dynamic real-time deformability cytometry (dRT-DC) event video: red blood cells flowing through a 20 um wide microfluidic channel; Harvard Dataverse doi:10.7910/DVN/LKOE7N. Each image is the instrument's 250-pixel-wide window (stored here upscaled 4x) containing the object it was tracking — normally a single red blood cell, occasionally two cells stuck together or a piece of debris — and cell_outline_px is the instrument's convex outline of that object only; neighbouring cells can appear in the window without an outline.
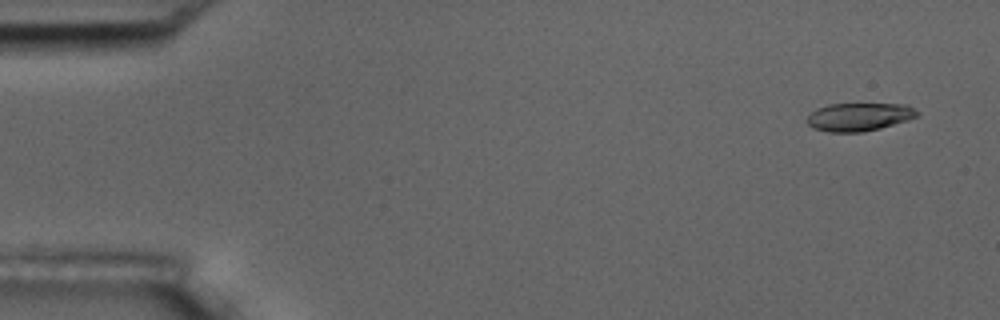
{"species": "common noctule bat (a hibernating species)", "species_latin": "Nyctalus noctula", "temperature_condition": "room temperature", "stored_images_in_passage": 4, "camera_frame_rate_fps": 3000, "um_per_image_px": 0.085, "animal": {"sex": "male", "body_mass_g": 17.5, "forearm_length_mm": 52.3}, "frame": {"image": 1, "passage_image": 1, "time_ms": 0.0, "image_size_px": [1000, 320], "cell_outline_px": [[920, 116], [880, 128], [864, 132], [828, 132], [812, 128], [808, 124], [808, 116], [816, 108], [828, 104], [908, 104], [920, 112]], "centroid_in_image_um": [73.05, 9.93], "position_along_channel_um": 12.0, "area_um2": 18.15}}
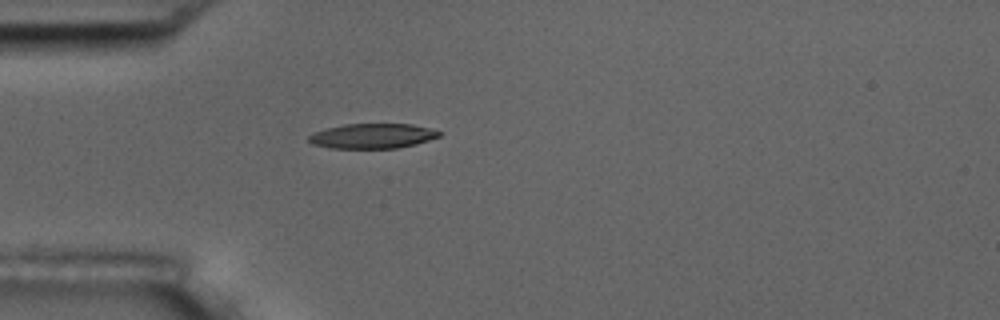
{"frame": {"image": 2, "passage_image": 4, "time_ms": 1.0, "image_size_px": [1000, 320], "cell_outline_px": [[440, 136], [416, 144], [400, 148], [328, 148], [312, 144], [308, 140], [308, 136], [312, 132], [344, 124], [412, 124], [428, 128], [440, 132]], "centroid_in_image_um": [31.62, 11.56], "position_along_channel_um": 53.4, "area_um2": 18.9}}